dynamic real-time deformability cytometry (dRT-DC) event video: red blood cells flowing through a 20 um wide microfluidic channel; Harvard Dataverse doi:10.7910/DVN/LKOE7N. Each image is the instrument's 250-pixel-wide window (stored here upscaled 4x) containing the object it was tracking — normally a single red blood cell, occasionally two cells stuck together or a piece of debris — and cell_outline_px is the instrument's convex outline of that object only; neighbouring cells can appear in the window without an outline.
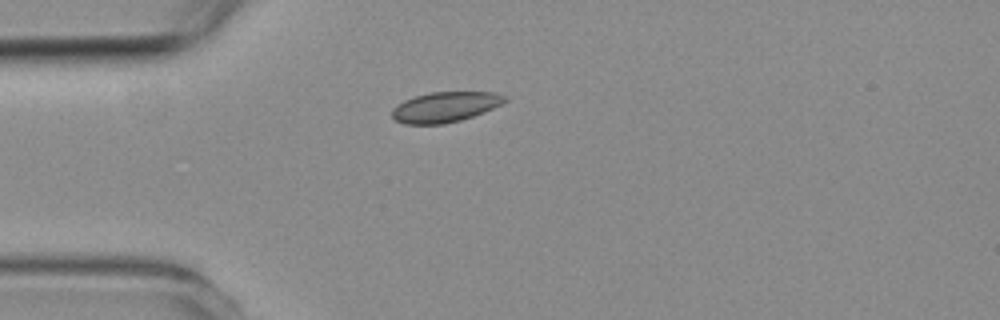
{"species": "common noctule bat (a hibernating species)", "species_latin": "Nyctalus noctula", "temperature_condition": "room temperature", "stored_images_in_passage": 1, "camera_frame_rate_fps": 3000, "um_per_image_px": 0.085, "animal": {"sex": "female", "body_mass_g": 19.3, "forearm_length_mm": 54.1}, "frame": {"image": 1, "passage_image": 1, "time_ms": 0.0, "image_size_px": [1000, 320], "cell_outline_px": [[508, 100], [484, 112], [460, 120], [444, 124], [404, 124], [396, 120], [392, 116], [392, 108], [396, 104], [404, 100], [416, 96], [432, 92], [496, 92], [504, 96]], "centroid_in_image_um": [37.81, 9.09], "position_along_channel_um": 47.2, "area_um2": 19.77}}